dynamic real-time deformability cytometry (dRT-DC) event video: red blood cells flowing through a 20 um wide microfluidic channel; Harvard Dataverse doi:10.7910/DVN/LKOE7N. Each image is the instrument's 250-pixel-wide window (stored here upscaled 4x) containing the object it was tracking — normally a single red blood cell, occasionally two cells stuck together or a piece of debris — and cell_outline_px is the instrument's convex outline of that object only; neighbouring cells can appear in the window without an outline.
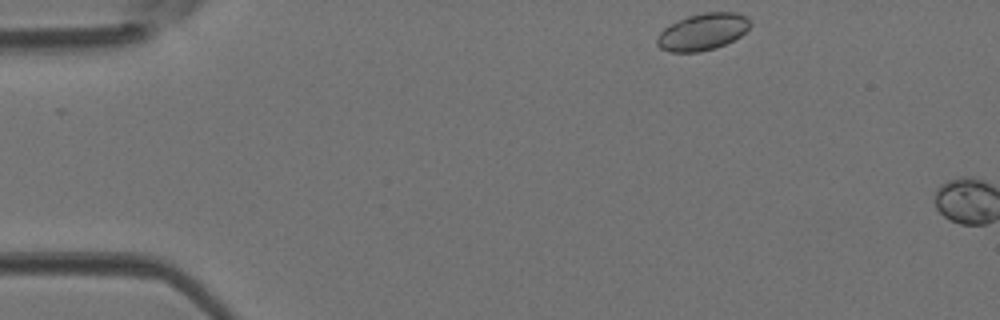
{"species": "Egyptian fruit bat (a non-hibernating species)", "species_latin": "Rousettus aegyptiacus", "temperature_condition": "room temperature", "stored_images_in_passage": 2, "camera_frame_rate_fps": 3000, "um_per_image_px": 0.085, "animal": {"sex": "female"}, "frame": {"image": 1, "passage_image": 1, "time_ms": 0.0, "image_size_px": [1000, 320], "cell_outline_px": [[752, 24], [740, 36], [716, 48], [700, 52], [668, 52], [660, 48], [656, 44], [656, 36], [664, 28], [688, 16], [704, 12], [736, 12], [744, 16]], "centroid_in_image_um": [59.69, 2.72], "position_along_channel_um": 25.3, "area_um2": 19.88}}